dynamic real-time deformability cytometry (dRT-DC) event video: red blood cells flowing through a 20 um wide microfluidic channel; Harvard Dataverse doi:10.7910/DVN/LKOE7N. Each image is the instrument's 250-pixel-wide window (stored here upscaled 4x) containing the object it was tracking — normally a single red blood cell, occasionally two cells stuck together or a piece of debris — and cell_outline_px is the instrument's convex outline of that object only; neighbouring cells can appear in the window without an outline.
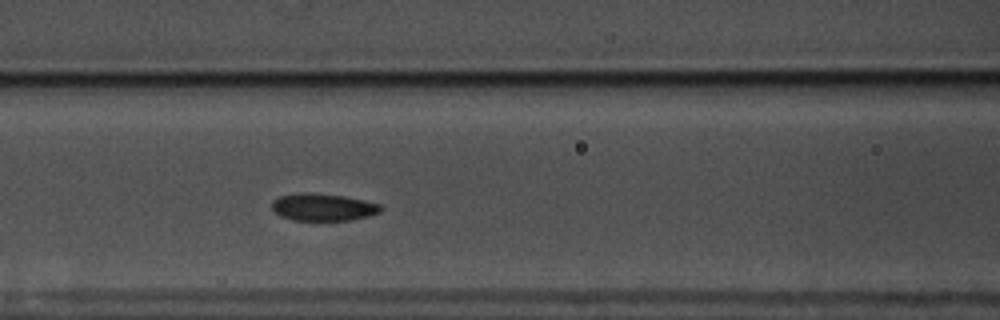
{"species": "common noctule bat (a hibernating species)", "species_latin": "Nyctalus noctula", "temperature_condition": "warm", "stored_images_in_passage": 51, "segment_of_instrument_passage": [1, 2], "camera_frame_rate_fps": 3000, "um_per_image_px": 0.085, "animal": {"sex": "male", "body_mass_g": 17.5, "forearm_length_mm": 52.3}, "frame": {"image": 1, "passage_image": 17, "time_ms": 5.333, "image_size_px": [1000, 320], "cell_outline_px": [[384, 208], [380, 212], [368, 216], [348, 220], [296, 220], [280, 216], [272, 208], [272, 200], [280, 196], [300, 192], [308, 192], [344, 196], [364, 200], [380, 204]], "centroid_in_image_um": [27.47, 17.6], "position_along_channel_um": 139.1, "area_um2": 17.28}}
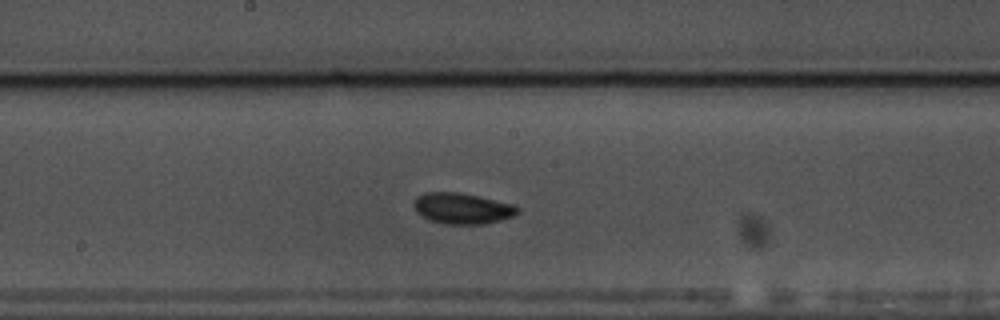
{"frame": {"image": 2, "passage_image": 23, "time_ms": 7.333, "image_size_px": [1000, 320], "cell_outline_px": [[520, 212], [512, 216], [500, 220], [484, 224], [444, 224], [428, 220], [416, 212], [416, 196], [424, 192], [456, 192], [516, 204], [520, 208]], "centroid_in_image_um": [39.32, 17.72], "position_along_channel_um": 208.9, "area_um2": 18.67}}
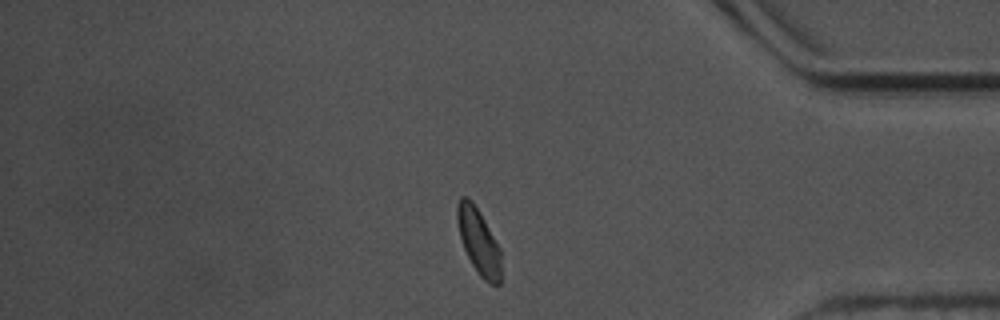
{"frame": {"image": 3, "passage_image": 41, "time_ms": 13.333, "image_size_px": [1000, 320], "cell_outline_px": [[500, 284], [488, 284], [476, 272], [464, 248], [460, 236], [456, 216], [456, 204], [460, 196], [468, 196], [472, 200], [480, 212], [500, 248]], "centroid_in_image_um": [40.66, 20.48], "position_along_channel_um": 394.5, "area_um2": 16.82}}